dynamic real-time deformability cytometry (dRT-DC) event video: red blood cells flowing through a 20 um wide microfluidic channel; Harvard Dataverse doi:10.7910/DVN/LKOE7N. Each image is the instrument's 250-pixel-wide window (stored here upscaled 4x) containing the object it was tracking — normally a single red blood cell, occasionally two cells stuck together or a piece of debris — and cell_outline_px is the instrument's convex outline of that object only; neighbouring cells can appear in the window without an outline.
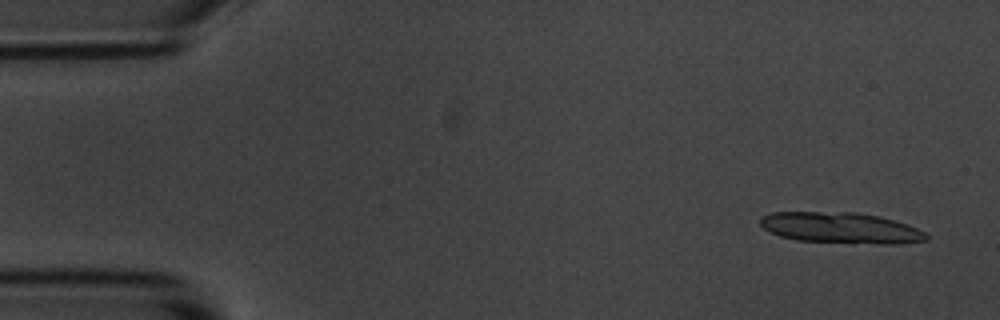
{"species": "common noctule bat (a hibernating species)", "species_latin": "Nyctalus noctula", "temperature_condition": "room temperature", "stored_images_in_passage": 15, "camera_frame_rate_fps": 3000, "um_per_image_px": 0.085, "animal": {"sex": "male", "body_mass_g": 20.1, "forearm_length_mm": 53.5}, "frame": {"image": 1, "passage_image": 3, "time_ms": 0.667, "image_size_px": [1000, 320], "cell_outline_px": [[928, 240], [896, 244], [880, 244], [796, 240], [780, 236], [764, 228], [760, 224], [760, 216], [772, 212], [856, 212], [880, 216], [908, 224], [924, 232], [928, 236]], "centroid_in_image_um": [71.47, 19.36], "position_along_channel_um": 13.5, "area_um2": 29.94}}